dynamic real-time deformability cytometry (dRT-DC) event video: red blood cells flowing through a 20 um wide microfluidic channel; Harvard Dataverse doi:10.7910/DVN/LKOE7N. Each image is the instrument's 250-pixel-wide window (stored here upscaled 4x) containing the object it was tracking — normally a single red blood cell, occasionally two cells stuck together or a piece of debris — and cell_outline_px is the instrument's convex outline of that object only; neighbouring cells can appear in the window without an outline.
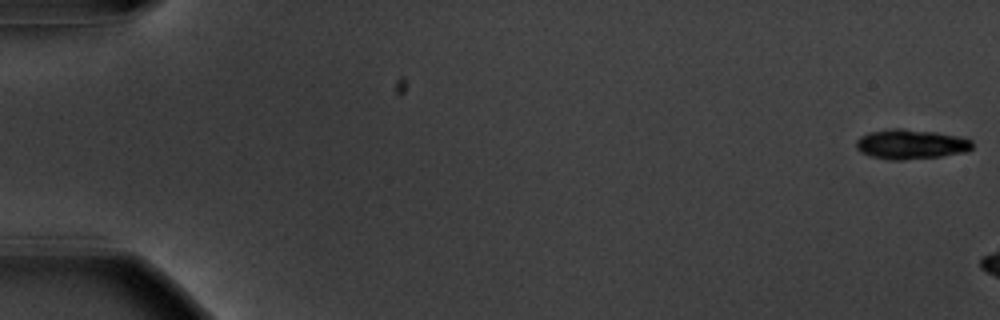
{"species": "common noctule bat (a hibernating species)", "species_latin": "Nyctalus noctula", "temperature_condition": "warm", "stored_images_in_passage": 7, "camera_frame_rate_fps": 3000, "um_per_image_px": 0.085, "animal": {"sex": "male", "body_mass_g": 20.1, "forearm_length_mm": 53.5}, "frame": {"image": 1, "passage_image": 1, "time_ms": 0.0, "image_size_px": [1000, 320], "cell_outline_px": [[972, 148], [964, 152], [940, 156], [904, 160], [888, 160], [872, 156], [860, 152], [856, 148], [856, 140], [860, 136], [868, 132], [888, 128], [904, 128], [936, 132], [960, 136], [972, 140]], "centroid_in_image_um": [77.39, 12.24], "position_along_channel_um": 7.6, "area_um2": 20.35}}